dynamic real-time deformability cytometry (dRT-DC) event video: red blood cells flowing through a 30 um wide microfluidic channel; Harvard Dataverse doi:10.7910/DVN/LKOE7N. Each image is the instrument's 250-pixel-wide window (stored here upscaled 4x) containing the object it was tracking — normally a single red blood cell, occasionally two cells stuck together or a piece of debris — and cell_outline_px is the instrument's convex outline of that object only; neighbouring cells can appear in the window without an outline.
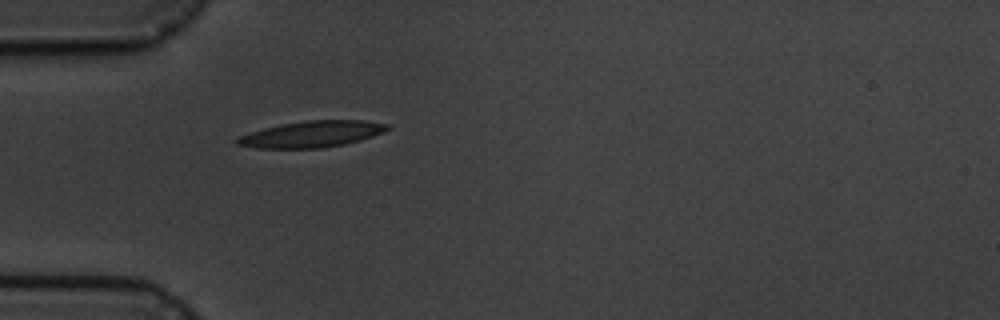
{"species": "common noctule bat (a hibernating species)", "species_latin": "Nyctalus noctula", "temperature_condition": "cold", "stored_images_in_passage": 1, "camera_frame_rate_fps": 3000, "um_per_image_px": 0.085, "animal": {"sex": "male", "body_mass_g": 19.5, "forearm_length_mm": 54.6}, "frame": {"image": 1, "passage_image": 1, "time_ms": 0.0, "image_size_px": [1000, 320], "cell_outline_px": [[392, 128], [384, 132], [360, 140], [344, 144], [324, 148], [256, 148], [236, 144], [236, 140], [240, 136], [264, 128], [280, 124], [304, 120], [364, 120], [392, 124]], "centroid_in_image_um": [26.57, 11.39], "position_along_channel_um": 58.4, "area_um2": 23.12}}